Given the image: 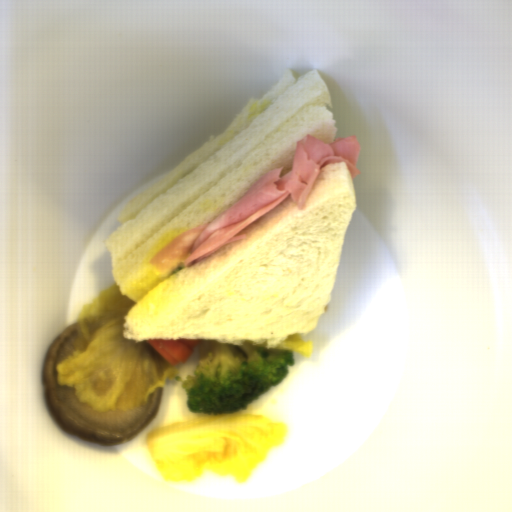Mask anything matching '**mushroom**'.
<instances>
[{"label": "mushroom", "instance_id": "mushroom-1", "mask_svg": "<svg viewBox=\"0 0 512 512\" xmlns=\"http://www.w3.org/2000/svg\"><path fill=\"white\" fill-rule=\"evenodd\" d=\"M77 329L78 322L67 325L47 349L42 380L49 410L62 429L88 443L103 446L134 440L158 414L163 388H157L143 406L126 411L98 412L82 404L74 389L56 380L57 366L76 346Z\"/></svg>", "mask_w": 512, "mask_h": 512}]
</instances>
